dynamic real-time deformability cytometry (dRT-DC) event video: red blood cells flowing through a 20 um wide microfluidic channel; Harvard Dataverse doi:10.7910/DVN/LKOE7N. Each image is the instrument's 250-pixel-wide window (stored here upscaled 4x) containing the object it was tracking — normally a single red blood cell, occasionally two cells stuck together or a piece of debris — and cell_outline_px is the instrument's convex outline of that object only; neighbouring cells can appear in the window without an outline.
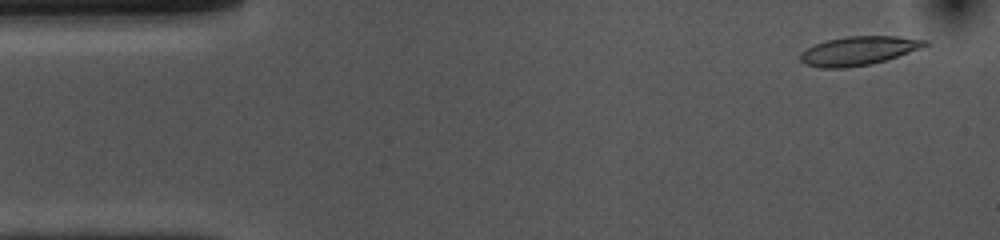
{"species": "common noctule bat (a hibernating species)", "species_latin": "Nyctalus noctula", "temperature_condition": "cold", "stored_images_in_passage": 53, "camera_frame_rate_fps": 3000, "um_per_image_px": 0.085, "animal": {"sex": "female", "body_mass_g": 10.0, "forearm_length_mm": 53.1}, "frame": {"image": 1, "passage_image": 3, "time_ms": 0.667, "image_size_px": [1000, 240], "cell_outline_px": [[928, 44], [920, 48], [872, 64], [844, 68], [820, 68], [804, 64], [800, 60], [800, 52], [824, 40], [848, 36], [896, 36], [928, 40]], "centroid_in_image_um": [72.92, 4.31], "position_along_channel_um": 12.1, "area_um2": 20.81}}
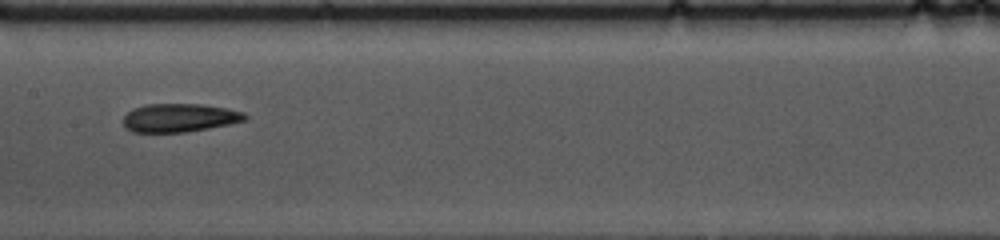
{"frame": {"image": 2, "passage_image": 25, "time_ms": 8.0, "image_size_px": [1000, 240], "cell_outline_px": [[248, 120], [208, 128], [184, 132], [132, 132], [124, 124], [124, 116], [132, 108], [148, 104], [200, 104], [228, 108], [244, 112], [248, 116]], "centroid_in_image_um": [15.29, 10.0], "position_along_channel_um": 192.1, "area_um2": 20.11}}
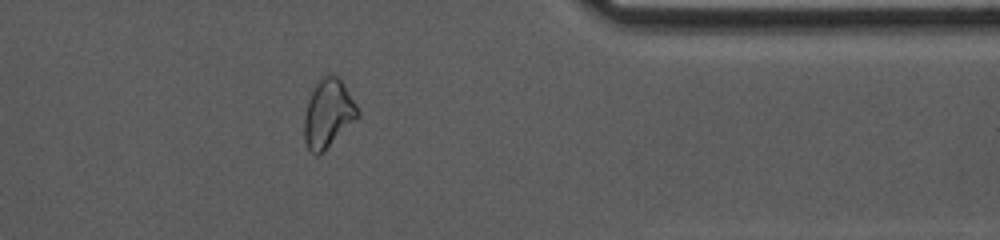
{"frame": {"image": 3, "passage_image": 42, "time_ms": 13.667, "image_size_px": [1000, 240], "cell_outline_px": [[360, 116], [320, 156], [316, 156], [308, 148], [304, 140], [304, 116], [308, 100], [320, 76], [328, 72], [336, 76], [344, 84], [356, 104], [360, 112]], "centroid_in_image_um": [27.89, 9.66], "position_along_channel_um": 383.5, "area_um2": 21.56}, "authors_computed_cell_mechanics": {"area_um2": 20.7502, "velocity_mm_per_s": 3.7098, "shape_relaxation_time_tau1_ms": null, "shape_relaxation_time_tau2_ms": 3.571, "deformation_change_tau1": null, "deformation_change_tau2": 0.1139}}